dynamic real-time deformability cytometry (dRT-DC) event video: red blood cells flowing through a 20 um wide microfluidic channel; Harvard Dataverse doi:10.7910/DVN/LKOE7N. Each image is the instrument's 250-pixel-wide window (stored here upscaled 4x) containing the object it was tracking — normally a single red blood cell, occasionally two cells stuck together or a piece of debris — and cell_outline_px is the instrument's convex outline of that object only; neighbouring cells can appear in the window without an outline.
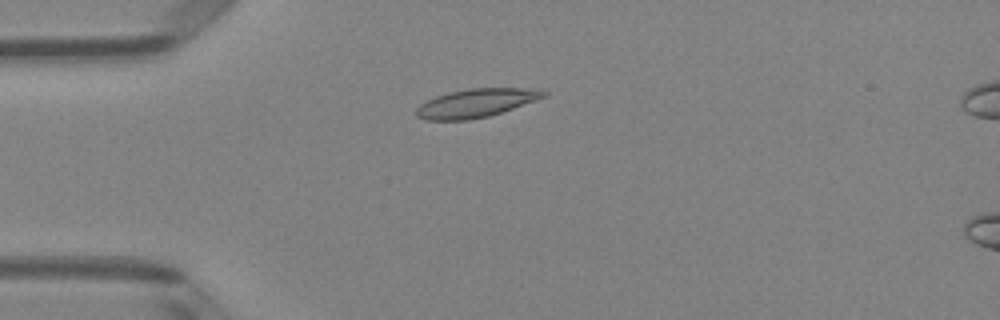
{"species": "Egyptian fruit bat (a non-hibernating species)", "species_latin": "Rousettus aegyptiacus", "temperature_condition": "room temperature", "stored_images_in_passage": 38, "camera_frame_rate_fps": 3000, "um_per_image_px": 0.085, "animal": {"sex": "female"}, "frame": {"image": 1, "passage_image": 1, "time_ms": 0.0, "image_size_px": [1000, 320], "cell_outline_px": [[548, 96], [488, 116], [468, 120], [428, 120], [416, 116], [416, 108], [420, 104], [436, 96], [448, 92], [468, 88], [536, 88], [548, 92]], "centroid_in_image_um": [40.47, 8.75], "position_along_channel_um": 44.5, "area_um2": 21.1}}
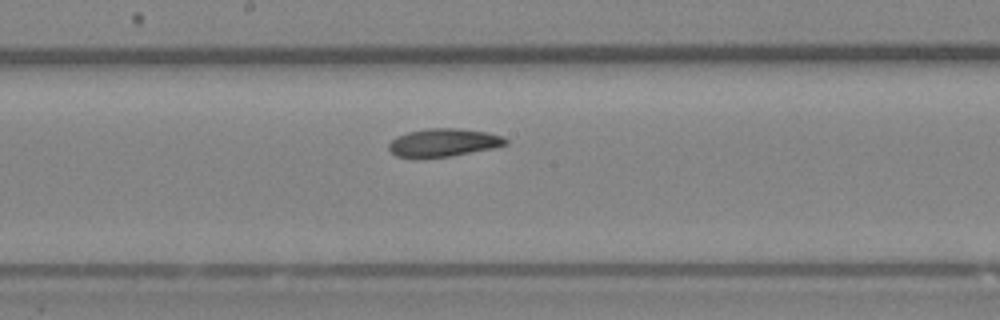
{"frame": {"image": 2, "passage_image": 15, "time_ms": 4.667, "image_size_px": [1000, 320], "cell_outline_px": [[508, 144], [492, 148], [448, 156], [420, 160], [416, 160], [396, 156], [388, 148], [388, 144], [396, 136], [408, 132], [428, 128], [460, 128], [484, 132], [500, 136], [508, 140]], "centroid_in_image_um": [37.61, 12.14], "position_along_channel_um": 210.6, "area_um2": 19.31}}
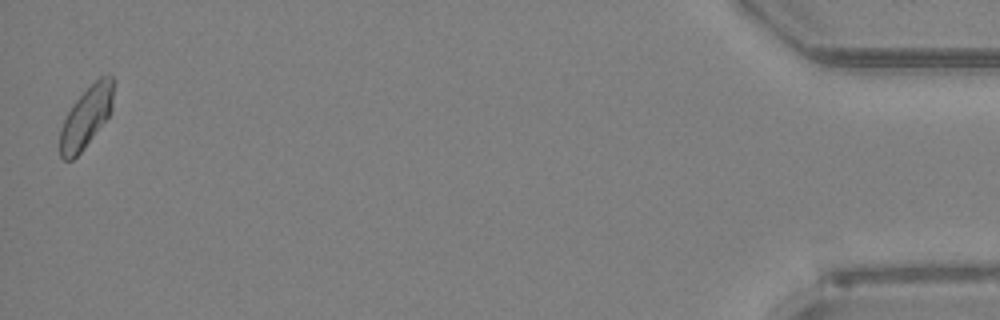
{"frame": {"image": 3, "passage_image": 38, "time_ms": 12.333, "image_size_px": [1000, 320], "cell_outline_px": [[116, 80], [112, 108], [108, 116], [84, 148], [72, 160], [64, 160], [60, 156], [60, 128], [72, 104], [100, 76], [108, 72]], "centroid_in_image_um": [7.37, 9.9], "position_along_channel_um": 427.8, "area_um2": 19.07}, "authors_computed_cell_mechanics": {"area_um2": 19.3052, "velocity_mm_per_s": 4.0121, "shape_relaxation_time_tau1_ms": 7.6239, "shape_relaxation_time_tau2_ms": 4.0283, "deformation_change_tau1": 0.1556, "deformation_change_tau2": 0.0885}}